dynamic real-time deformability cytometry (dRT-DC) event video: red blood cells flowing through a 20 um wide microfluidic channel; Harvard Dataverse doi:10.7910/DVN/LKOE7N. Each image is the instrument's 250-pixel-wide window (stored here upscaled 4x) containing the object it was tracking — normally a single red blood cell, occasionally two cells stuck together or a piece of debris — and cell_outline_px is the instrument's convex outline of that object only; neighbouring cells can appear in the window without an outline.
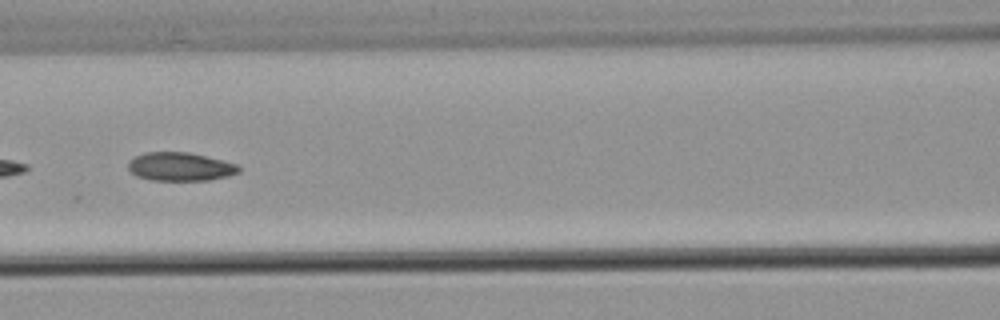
{"species": "common noctule bat (a hibernating species)", "species_latin": "Nyctalus noctula", "temperature_condition": "warm", "stored_images_in_passage": 9, "camera_frame_rate_fps": 3000, "um_per_image_px": 0.085, "animal": {"sex": "male", "body_mass_g": 21.5, "forearm_length_mm": 52.0}, "frame": {"image": 1, "passage_image": 8, "time_ms": 9.667, "image_size_px": [1000, 320], "cell_outline_px": [[240, 172], [228, 176], [208, 180], [152, 180], [136, 176], [128, 168], [128, 164], [136, 156], [144, 152], [188, 152], [236, 164], [240, 168]], "centroid_in_image_um": [15.31, 14.17], "position_along_channel_um": 151.3, "area_um2": 18.09}}